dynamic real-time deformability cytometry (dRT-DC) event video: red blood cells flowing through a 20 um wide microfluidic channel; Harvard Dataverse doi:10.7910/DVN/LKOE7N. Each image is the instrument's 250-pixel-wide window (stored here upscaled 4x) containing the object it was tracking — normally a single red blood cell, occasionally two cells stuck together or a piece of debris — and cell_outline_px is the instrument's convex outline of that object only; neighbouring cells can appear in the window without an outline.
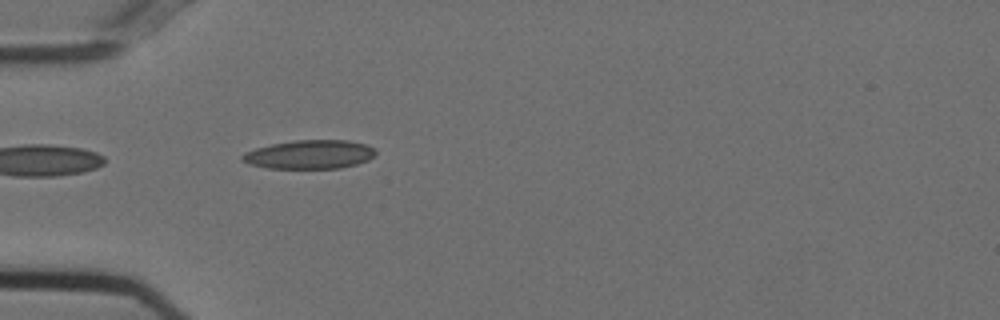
{"species": "Egyptian fruit bat (a non-hibernating species)", "species_latin": "Rousettus aegyptiacus", "temperature_condition": "cold", "stored_images_in_passage": 5, "camera_frame_rate_fps": 3000, "um_per_image_px": 0.085, "animal": {"sex": "female"}, "frame": {"image": 1, "passage_image": 2, "time_ms": 0.333, "image_size_px": [1000, 320], "cell_outline_px": [[376, 152], [368, 160], [356, 164], [340, 168], [268, 168], [248, 164], [240, 160], [240, 156], [244, 152], [256, 148], [272, 144], [296, 140], [348, 140], [364, 144], [376, 148]], "centroid_in_image_um": [26.29, 13.13], "position_along_channel_um": 58.7, "area_um2": 22.37}}